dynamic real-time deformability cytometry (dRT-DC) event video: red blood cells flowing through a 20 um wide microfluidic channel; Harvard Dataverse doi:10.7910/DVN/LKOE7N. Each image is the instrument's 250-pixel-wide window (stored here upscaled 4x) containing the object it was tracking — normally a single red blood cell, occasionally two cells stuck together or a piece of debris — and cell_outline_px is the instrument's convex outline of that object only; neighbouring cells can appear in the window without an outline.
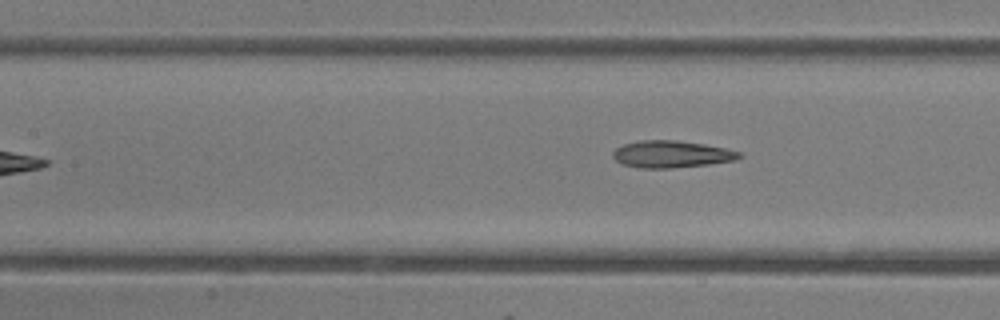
{"species": "common noctule bat (a hibernating species)", "species_latin": "Nyctalus noctula", "temperature_condition": "room temperature", "stored_images_in_passage": 7, "camera_frame_rate_fps": 3000, "um_per_image_px": 0.085, "animal": {"sex": "female"}, "frame": {"image": 1, "passage_image": 7, "time_ms": 2.0, "image_size_px": [1000, 320], "cell_outline_px": [[744, 156], [736, 160], [708, 164], [672, 168], [640, 168], [624, 164], [616, 160], [612, 156], [612, 152], [616, 148], [624, 144], [640, 140], [676, 140], [704, 144], [724, 148], [740, 152]], "centroid_in_image_um": [57.08, 13.1], "position_along_channel_um": 150.3, "area_um2": 19.83}}